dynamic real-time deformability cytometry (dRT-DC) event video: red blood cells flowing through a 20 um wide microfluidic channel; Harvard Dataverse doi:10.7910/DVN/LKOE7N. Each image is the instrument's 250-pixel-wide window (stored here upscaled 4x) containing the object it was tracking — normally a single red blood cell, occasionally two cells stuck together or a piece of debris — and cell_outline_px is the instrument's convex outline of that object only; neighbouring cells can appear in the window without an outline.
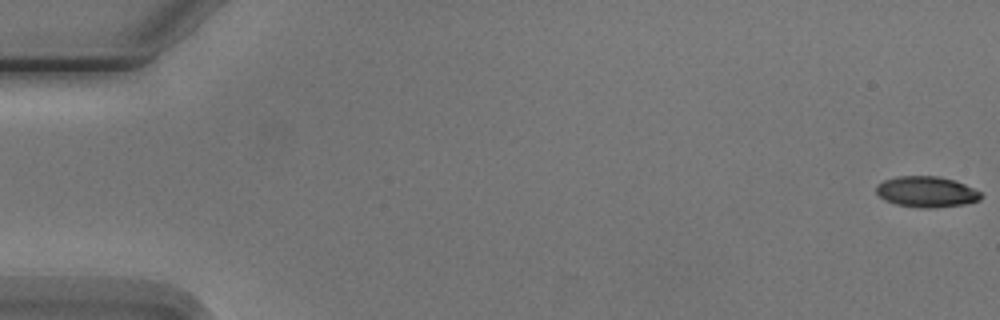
{"species": "Egyptian fruit bat (a non-hibernating species)", "species_latin": "Rousettus aegyptiacus", "temperature_condition": "cold", "stored_images_in_passage": 6, "camera_frame_rate_fps": 3000, "um_per_image_px": 0.085, "animal": {"sex": "male"}, "frame": {"image": 1, "passage_image": 1, "time_ms": 0.0, "image_size_px": [1000, 320], "cell_outline_px": [[980, 200], [964, 204], [936, 208], [920, 208], [896, 204], [884, 200], [876, 192], [876, 184], [884, 180], [896, 176], [936, 176], [956, 180], [980, 192]], "centroid_in_image_um": [78.72, 16.3], "position_along_channel_um": 6.3, "area_um2": 18.84}}
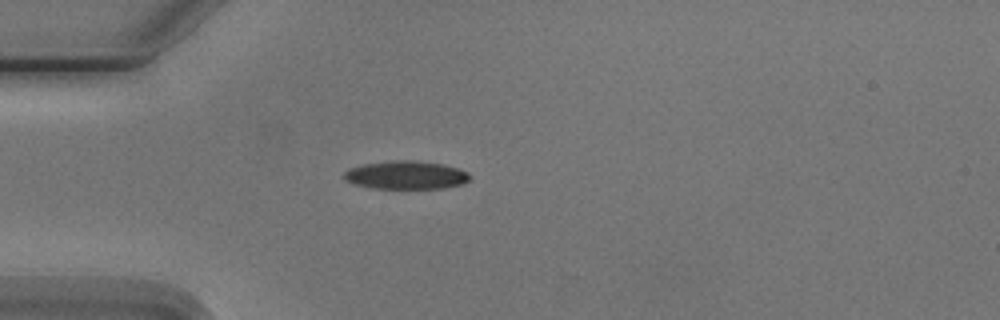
{"frame": {"image": 2, "passage_image": 5, "time_ms": 5.0, "image_size_px": [1000, 320], "cell_outline_px": [[472, 176], [464, 184], [444, 188], [372, 188], [356, 184], [344, 180], [344, 172], [348, 168], [364, 164], [392, 160], [412, 160], [444, 164], [468, 172]], "centroid_in_image_um": [34.52, 14.87], "position_along_channel_um": 50.5, "area_um2": 20.75}}